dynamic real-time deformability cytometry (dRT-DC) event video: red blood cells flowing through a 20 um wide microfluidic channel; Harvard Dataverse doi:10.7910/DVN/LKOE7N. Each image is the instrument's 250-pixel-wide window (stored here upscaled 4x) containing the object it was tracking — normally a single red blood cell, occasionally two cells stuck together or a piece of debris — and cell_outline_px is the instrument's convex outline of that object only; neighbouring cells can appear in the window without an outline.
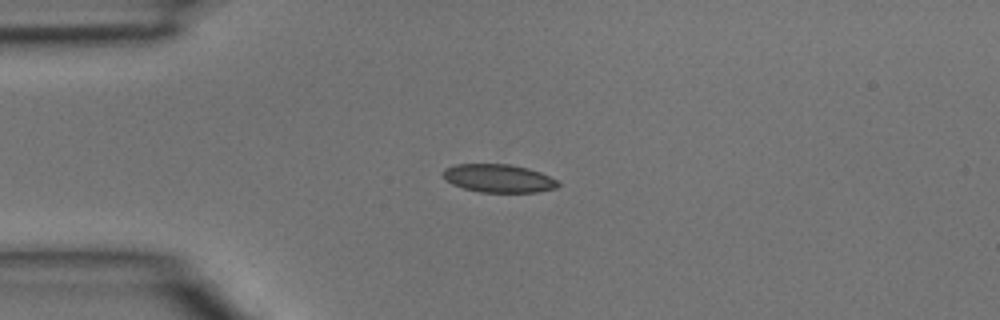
{"species": "common noctule bat (a hibernating species)", "species_latin": "Nyctalus noctula", "temperature_condition": "room temperature", "stored_images_in_passage": 3, "camera_frame_rate_fps": 3000, "um_per_image_px": 0.085, "animal": {"sex": "male", "body_mass_g": 15.6}, "frame": {"image": 1, "passage_image": 3, "time_ms": 0.667, "image_size_px": [1000, 320], "cell_outline_px": [[560, 184], [556, 188], [536, 192], [480, 192], [464, 188], [452, 184], [444, 176], [444, 168], [456, 164], [508, 164], [528, 168], [540, 172], [556, 180]], "centroid_in_image_um": [42.39, 15.15], "position_along_channel_um": 42.6, "area_um2": 18.67}}